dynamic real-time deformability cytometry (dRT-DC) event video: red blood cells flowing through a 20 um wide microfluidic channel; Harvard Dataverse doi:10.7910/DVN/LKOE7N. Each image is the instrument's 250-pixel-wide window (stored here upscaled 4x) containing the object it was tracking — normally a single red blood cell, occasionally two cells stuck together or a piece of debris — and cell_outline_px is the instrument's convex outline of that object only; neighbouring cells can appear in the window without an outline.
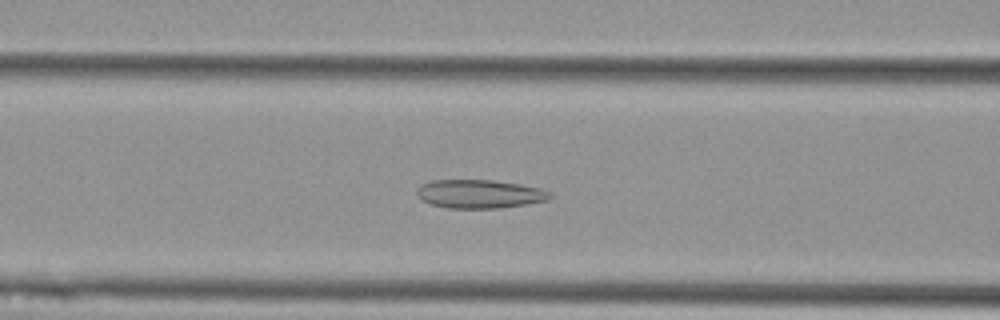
{"species": "Egyptian fruit bat (a non-hibernating species)", "species_latin": "Rousettus aegyptiacus", "temperature_condition": "cold", "stored_images_in_passage": 56, "camera_frame_rate_fps": 3000, "um_per_image_px": 0.085, "animal": {"sex": "female"}, "frame": {"image": 1, "passage_image": 22, "time_ms": 7.0, "image_size_px": [1000, 320], "cell_outline_px": [[552, 196], [548, 200], [500, 208], [448, 208], [432, 204], [420, 200], [416, 192], [420, 184], [432, 180], [492, 180], [520, 184], [540, 188], [552, 192]], "centroid_in_image_um": [40.75, 16.48], "position_along_channel_um": 125.8, "area_um2": 22.2}}
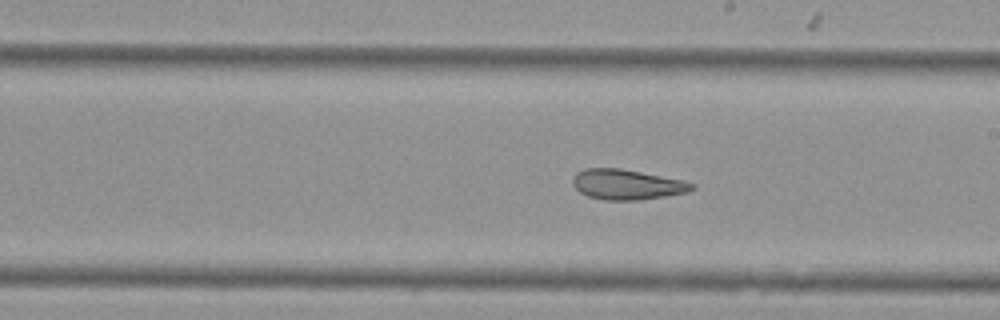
{"frame": {"image": 2, "passage_image": 31, "time_ms": 10.0, "image_size_px": [1000, 320], "cell_outline_px": [[696, 188], [688, 192], [640, 200], [604, 200], [588, 196], [580, 192], [572, 184], [572, 180], [576, 172], [584, 168], [620, 168], [684, 180], [696, 184]], "centroid_in_image_um": [53.3, 15.68], "position_along_channel_um": 235.7, "area_um2": 21.1}}
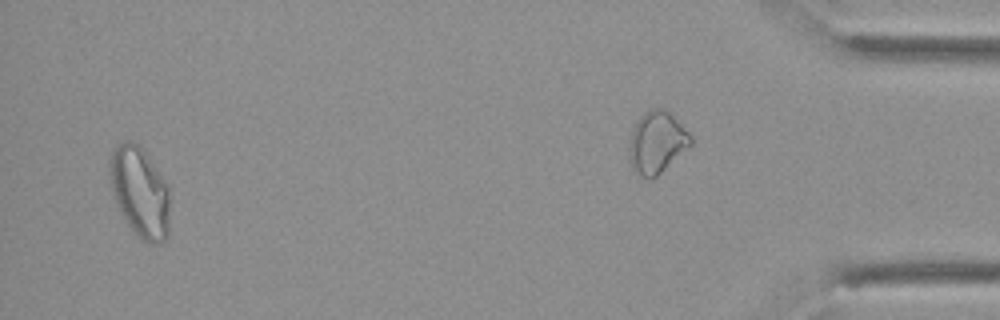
{"frame": {"image": 3, "passage_image": 53, "time_ms": 17.333, "image_size_px": [1000, 320], "cell_outline_px": [[168, 236], [160, 244], [148, 244], [132, 232], [124, 220], [116, 204], [108, 172], [108, 164], [112, 148], [116, 144], [124, 140], [132, 140], [144, 152], [168, 184]], "centroid_in_image_um": [11.85, 16.34], "position_along_channel_um": 423.4, "area_um2": 31.91}}